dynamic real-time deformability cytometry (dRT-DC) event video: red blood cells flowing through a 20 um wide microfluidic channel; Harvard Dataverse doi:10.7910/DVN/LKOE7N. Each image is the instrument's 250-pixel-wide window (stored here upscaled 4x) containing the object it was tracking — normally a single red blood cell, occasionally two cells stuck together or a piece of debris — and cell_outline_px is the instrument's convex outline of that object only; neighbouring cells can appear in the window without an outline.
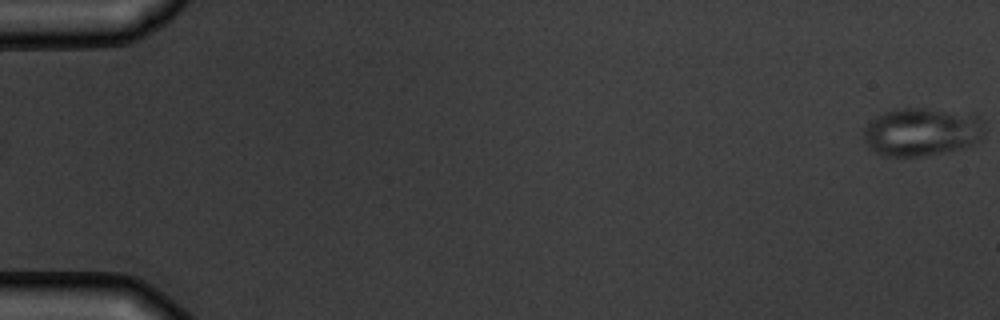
{"species": "common noctule bat (a hibernating species)", "species_latin": "Nyctalus noctula", "temperature_condition": "warm", "stored_images_in_passage": 6, "camera_frame_rate_fps": 3000, "um_per_image_px": 0.085, "animal": {"sex": "male", "body_mass_g": 19.5, "forearm_length_mm": 54.6}, "frame": {"image": 1, "passage_image": 6, "time_ms": 5.667, "image_size_px": [1000, 320], "cell_outline_px": [[984, 136], [976, 144], [964, 148], [948, 152], [928, 156], [884, 156], [876, 152], [864, 140], [864, 128], [880, 112], [896, 108], [928, 108], [976, 116], [984, 124]], "centroid_in_image_um": [78.36, 11.22], "position_along_channel_um": 6.6, "area_um2": 34.16}}